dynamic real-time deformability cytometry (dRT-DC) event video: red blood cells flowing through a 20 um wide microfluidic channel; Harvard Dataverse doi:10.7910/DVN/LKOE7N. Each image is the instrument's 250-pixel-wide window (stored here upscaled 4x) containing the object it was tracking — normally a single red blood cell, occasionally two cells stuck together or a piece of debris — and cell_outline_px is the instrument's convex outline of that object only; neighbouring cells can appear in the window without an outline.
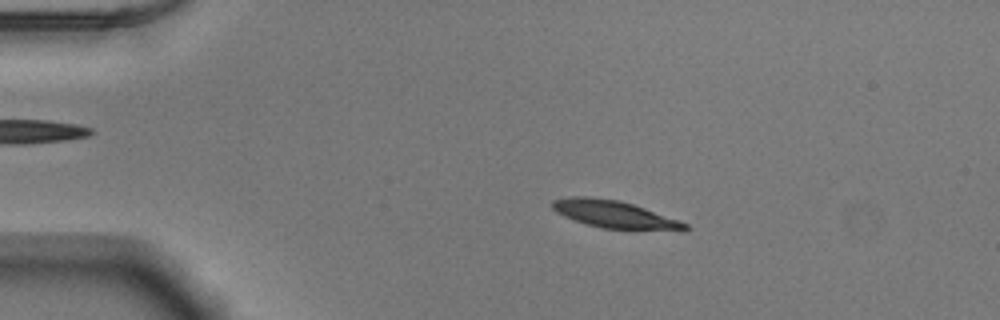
{"species": "Egyptian fruit bat (a non-hibernating species)", "species_latin": "Rousettus aegyptiacus", "temperature_condition": "warm", "stored_images_in_passage": 49, "camera_frame_rate_fps": 3000, "um_per_image_px": 0.085, "animal": {"sex": "male"}, "frame": {"image": 1, "passage_image": 7, "time_ms": 2.0, "image_size_px": [1000, 320], "cell_outline_px": [[692, 228], [684, 232], [604, 228], [588, 224], [564, 216], [556, 212], [552, 208], [552, 200], [568, 196], [588, 196], [620, 200], [680, 220], [688, 224]], "centroid_in_image_um": [52.33, 18.23], "position_along_channel_um": 32.7, "area_um2": 21.56}}
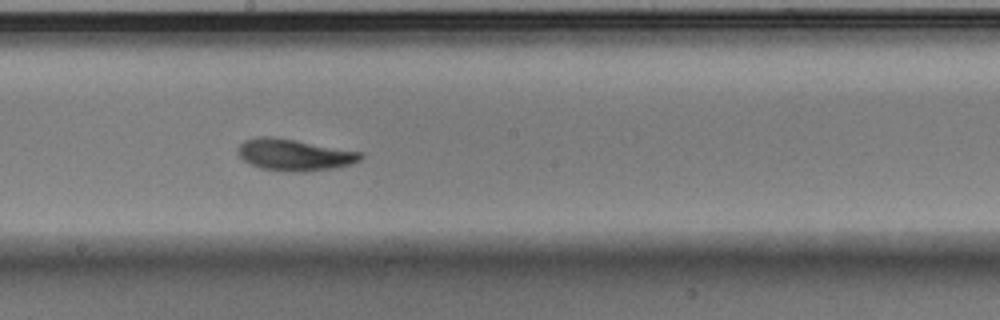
{"frame": {"image": 2, "passage_image": 26, "time_ms": 8.333, "image_size_px": [1000, 320], "cell_outline_px": [[364, 156], [360, 160], [352, 164], [340, 168], [308, 172], [292, 172], [260, 168], [244, 160], [240, 156], [236, 148], [244, 140], [260, 136], [272, 136], [296, 140], [364, 152]], "centroid_in_image_um": [25.08, 13.16], "position_along_channel_um": 223.1, "area_um2": 23.0}}
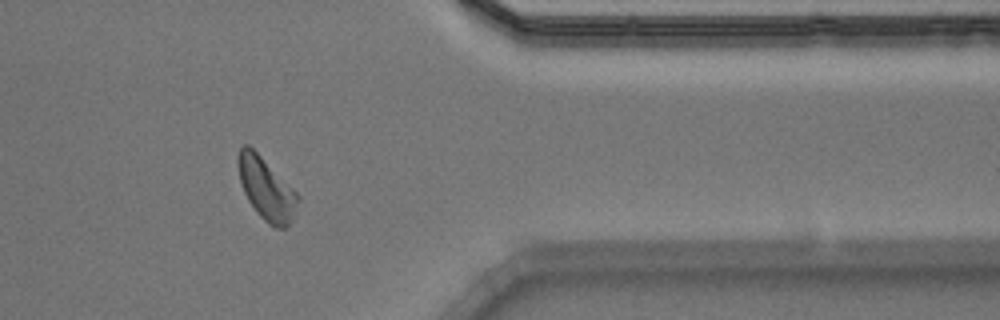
{"frame": {"image": 3, "passage_image": 40, "time_ms": 13.0, "image_size_px": [1000, 320], "cell_outline_px": [[300, 200], [292, 220], [284, 228], [276, 228], [268, 224], [256, 212], [248, 200], [240, 184], [236, 160], [236, 156], [240, 148], [244, 144], [248, 144], [300, 196]], "centroid_in_image_um": [22.61, 16.06], "position_along_channel_um": 388.8, "area_um2": 21.56}, "authors_computed_cell_mechanics": {"area_um2": 21.5594, "velocity_mm_per_s": 3.8678, "shape_relaxation_time_tau1_ms": 3.1491, "shape_relaxation_time_tau2_ms": 3.4842, "deformation_change_tau1": 0.1318, "deformation_change_tau2": 0.0953}}